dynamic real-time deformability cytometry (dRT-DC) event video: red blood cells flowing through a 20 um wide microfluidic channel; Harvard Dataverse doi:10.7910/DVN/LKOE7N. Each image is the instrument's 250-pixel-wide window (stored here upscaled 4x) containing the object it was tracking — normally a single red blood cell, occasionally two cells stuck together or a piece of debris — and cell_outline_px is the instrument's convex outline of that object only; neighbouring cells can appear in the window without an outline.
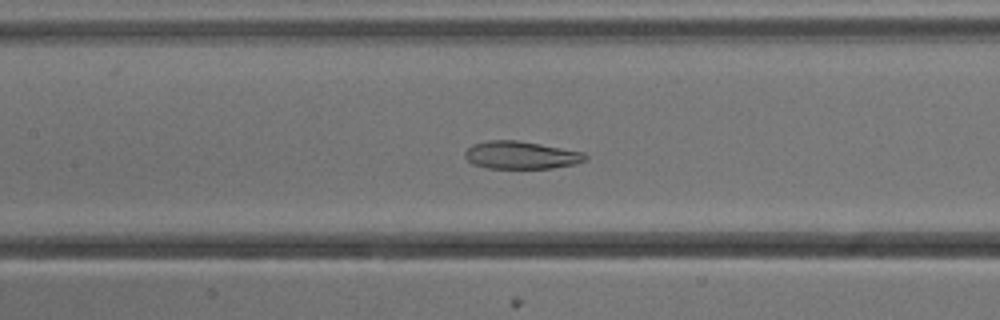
{"species": "common noctule bat (a hibernating species)", "species_latin": "Nyctalus noctula", "temperature_condition": "cold", "stored_images_in_passage": 54, "camera_frame_rate_fps": 3000, "um_per_image_px": 0.085, "animal": {"sex": "male", "body_mass_g": 13.3}, "frame": {"image": 1, "passage_image": 25, "time_ms": 8.0, "image_size_px": [1000, 320], "cell_outline_px": [[588, 160], [576, 164], [552, 168], [488, 168], [472, 164], [464, 156], [464, 152], [472, 144], [488, 140], [516, 140], [540, 144], [584, 152], [588, 156]], "centroid_in_image_um": [44.3, 13.18], "position_along_channel_um": 163.1, "area_um2": 19.54}}
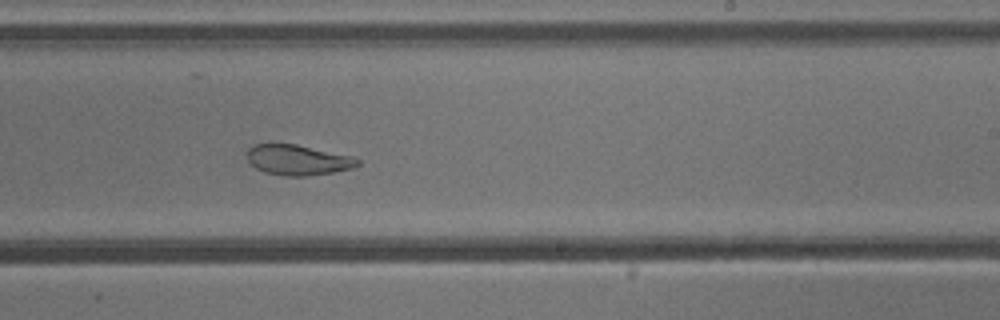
{"frame": {"image": 2, "passage_image": 33, "time_ms": 10.667, "image_size_px": [1000, 320], "cell_outline_px": [[360, 164], [352, 168], [332, 172], [308, 176], [284, 176], [264, 172], [256, 168], [248, 160], [248, 148], [252, 144], [296, 144], [356, 156], [360, 160]], "centroid_in_image_um": [25.36, 13.59], "position_along_channel_um": 263.6, "area_um2": 19.71}}
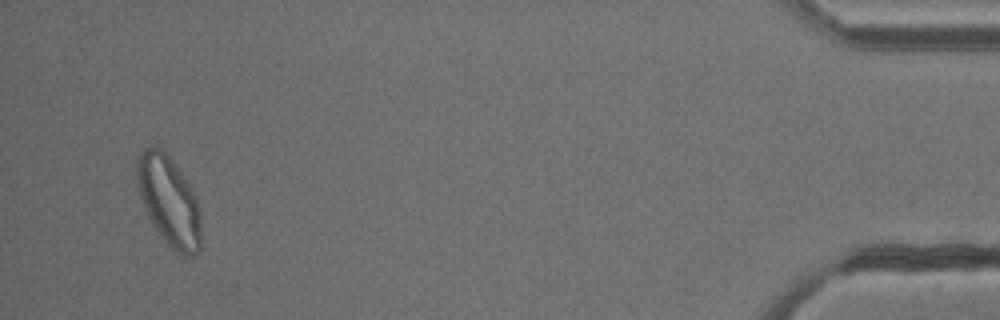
{"frame": {"image": 3, "passage_image": 52, "time_ms": 17.0, "image_size_px": [1000, 320], "cell_outline_px": [[200, 248], [196, 256], [184, 256], [176, 252], [168, 244], [152, 224], [144, 208], [136, 184], [136, 160], [140, 152], [144, 148], [160, 148], [172, 160], [188, 184], [196, 200], [200, 212]], "centroid_in_image_um": [14.34, 17.1], "position_along_channel_um": 420.9, "area_um2": 33.12}, "authors_computed_cell_mechanics": {"area_um2": 26.5302, "velocity_mm_per_s": 3.7909, "shape_relaxation_time_tau1_ms": null, "shape_relaxation_time_tau2_ms": 2.1263, "deformation_change_tau1": null, "deformation_change_tau2": 0.0941}}